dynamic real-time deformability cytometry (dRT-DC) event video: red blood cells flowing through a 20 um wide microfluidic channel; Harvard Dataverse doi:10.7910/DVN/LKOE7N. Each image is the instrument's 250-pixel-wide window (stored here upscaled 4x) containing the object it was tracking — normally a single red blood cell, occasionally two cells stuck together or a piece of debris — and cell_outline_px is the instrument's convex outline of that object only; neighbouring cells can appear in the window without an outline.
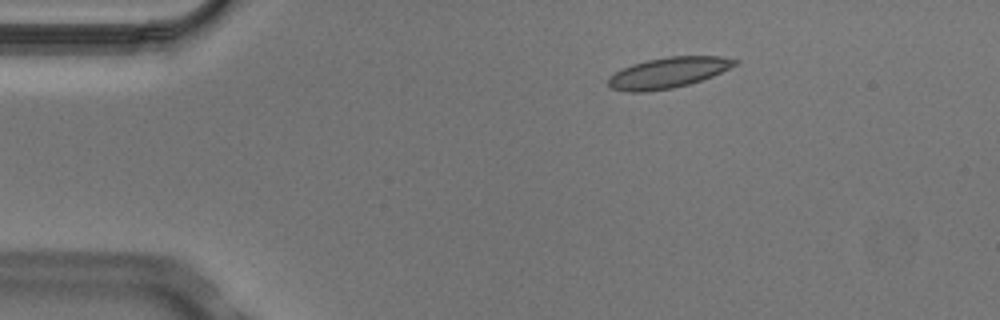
{"species": "Egyptian fruit bat (a non-hibernating species)", "species_latin": "Rousettus aegyptiacus", "temperature_condition": "cold", "stored_images_in_passage": 5, "camera_frame_rate_fps": 3000, "um_per_image_px": 0.085, "animal": {"sex": "male"}, "frame": {"image": 1, "passage_image": 3, "time_ms": 0.667, "image_size_px": [1000, 320], "cell_outline_px": [[740, 60], [736, 64], [712, 76], [688, 84], [672, 88], [648, 92], [624, 92], [612, 88], [608, 84], [608, 76], [632, 64], [648, 60], [668, 56], [720, 56]], "centroid_in_image_um": [56.76, 6.18], "position_along_channel_um": 28.2, "area_um2": 22.48}}